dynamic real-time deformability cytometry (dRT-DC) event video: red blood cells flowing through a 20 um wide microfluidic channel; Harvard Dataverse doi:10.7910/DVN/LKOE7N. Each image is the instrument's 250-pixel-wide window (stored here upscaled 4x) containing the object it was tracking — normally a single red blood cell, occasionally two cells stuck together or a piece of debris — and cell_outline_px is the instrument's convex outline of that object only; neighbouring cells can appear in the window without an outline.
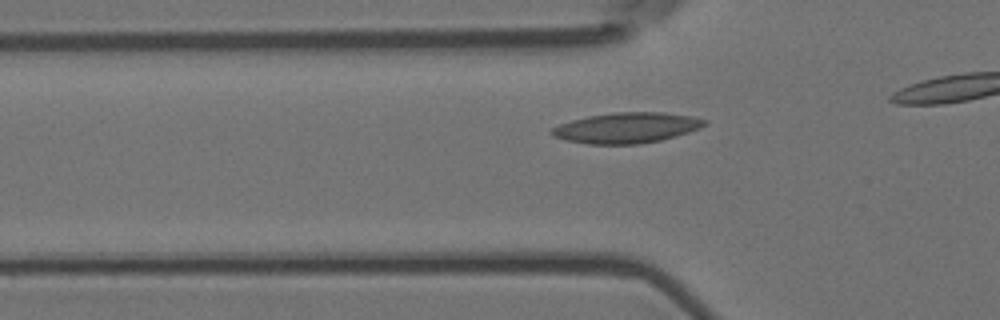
{"species": "Egyptian fruit bat (a non-hibernating species)", "species_latin": "Rousettus aegyptiacus", "temperature_condition": "room temperature", "stored_images_in_passage": 12, "camera_frame_rate_fps": 3000, "um_per_image_px": 0.085, "animal": {"sex": "female"}, "frame": {"image": 1, "passage_image": 6, "time_ms": 1.667, "image_size_px": [1000, 320], "cell_outline_px": [[708, 124], [700, 128], [676, 136], [660, 140], [640, 144], [588, 144], [564, 140], [552, 136], [548, 132], [552, 128], [560, 124], [572, 120], [588, 116], [616, 112], [664, 112], [692, 116], [708, 120]], "centroid_in_image_um": [53.26, 10.86], "position_along_channel_um": 72.5, "area_um2": 27.34}}
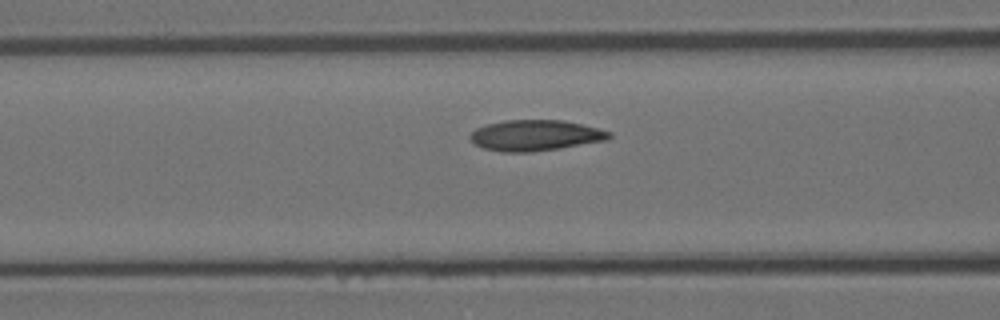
{"frame": {"image": 2, "passage_image": 10, "time_ms": 3.0, "image_size_px": [1000, 320], "cell_outline_px": [[612, 136], [608, 140], [560, 148], [532, 152], [500, 152], [484, 148], [476, 144], [468, 136], [476, 128], [488, 124], [504, 120], [564, 120], [612, 132]], "centroid_in_image_um": [45.51, 11.51], "position_along_channel_um": 121.1, "area_um2": 24.91}}